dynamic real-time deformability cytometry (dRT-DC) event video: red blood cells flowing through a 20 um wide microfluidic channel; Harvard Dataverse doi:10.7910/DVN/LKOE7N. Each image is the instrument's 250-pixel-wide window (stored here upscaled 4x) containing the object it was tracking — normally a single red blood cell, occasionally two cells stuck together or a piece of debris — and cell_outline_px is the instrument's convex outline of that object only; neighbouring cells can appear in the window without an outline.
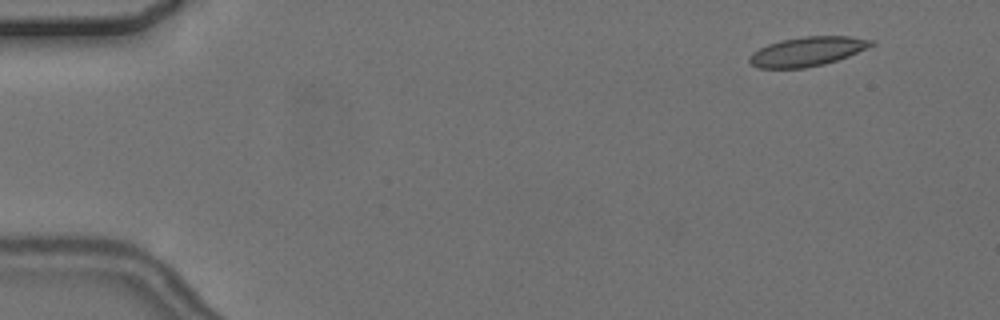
{"species": "common noctule bat (a hibernating species)", "species_latin": "Nyctalus noctula", "temperature_condition": "cold", "stored_images_in_passage": 4, "camera_frame_rate_fps": 3000, "um_per_image_px": 0.085, "animal": {"sex": "female", "body_mass_g": 24.6, "forearm_length_mm": 56.2}, "frame": {"image": 1, "passage_image": 1, "time_ms": 0.0, "image_size_px": [1000, 320], "cell_outline_px": [[876, 44], [848, 56], [824, 64], [804, 68], [760, 68], [752, 64], [748, 60], [748, 56], [752, 52], [768, 44], [780, 40], [804, 36], [848, 36], [876, 40]], "centroid_in_image_um": [68.63, 4.36], "position_along_channel_um": 16.4, "area_um2": 20.81}}